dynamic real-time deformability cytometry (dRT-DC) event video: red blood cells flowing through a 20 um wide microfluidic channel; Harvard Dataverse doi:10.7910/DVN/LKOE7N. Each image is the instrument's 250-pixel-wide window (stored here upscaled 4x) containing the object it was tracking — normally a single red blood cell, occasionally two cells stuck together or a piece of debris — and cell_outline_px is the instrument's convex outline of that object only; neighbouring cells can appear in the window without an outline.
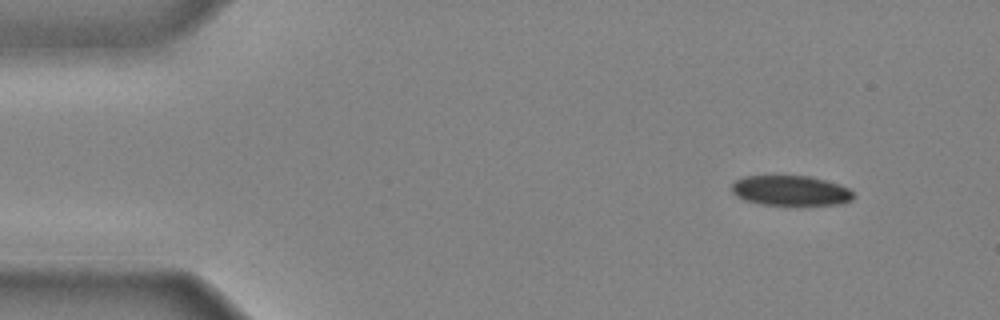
{"species": "common noctule bat (a hibernating species)", "species_latin": "Nyctalus noctula", "temperature_condition": "cold", "stored_images_in_passage": 10, "camera_frame_rate_fps": 3000, "um_per_image_px": 0.085, "animal": {"sex": "male", "body_mass_g": 20.4}, "frame": {"image": 1, "passage_image": 1, "time_ms": 0.0, "image_size_px": [1000, 320], "cell_outline_px": [[852, 200], [836, 204], [760, 204], [744, 200], [736, 196], [732, 192], [732, 184], [736, 180], [744, 176], [808, 176], [824, 180], [848, 188], [852, 192]], "centroid_in_image_um": [67.14, 16.19], "position_along_channel_um": 17.9, "area_um2": 20.87}}
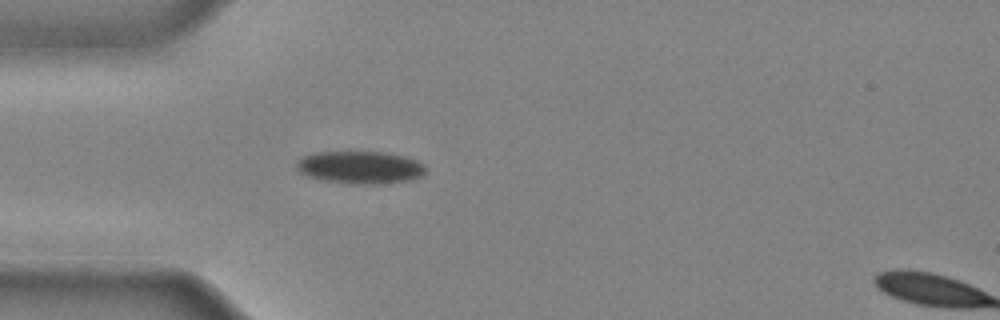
{"frame": {"image": 2, "passage_image": 9, "time_ms": 2.667, "image_size_px": [1000, 320], "cell_outline_px": [[424, 172], [420, 176], [412, 180], [380, 184], [348, 184], [320, 180], [308, 176], [300, 172], [296, 168], [296, 160], [312, 152], [384, 152], [404, 156], [416, 160], [424, 164]], "centroid_in_image_um": [30.58, 14.23], "position_along_channel_um": 54.4, "area_um2": 24.74}}